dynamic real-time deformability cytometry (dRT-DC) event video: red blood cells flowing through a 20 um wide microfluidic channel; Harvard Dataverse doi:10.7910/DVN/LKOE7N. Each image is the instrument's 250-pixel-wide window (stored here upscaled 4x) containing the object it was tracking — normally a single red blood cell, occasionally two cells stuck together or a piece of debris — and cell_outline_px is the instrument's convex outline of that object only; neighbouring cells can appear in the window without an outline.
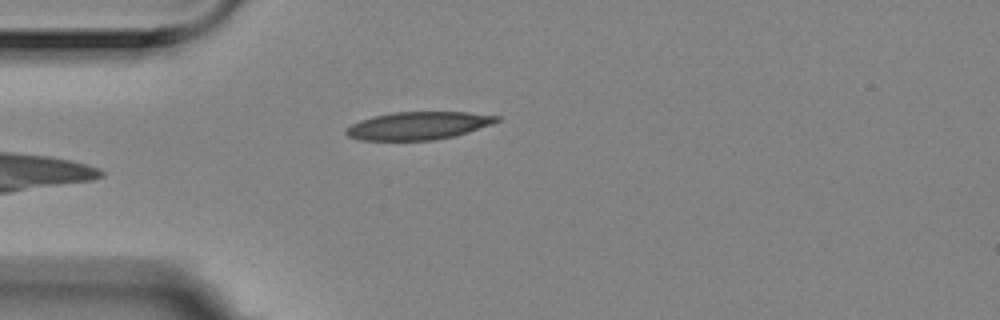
{"species": "Egyptian fruit bat (a non-hibernating species)", "species_latin": "Rousettus aegyptiacus", "temperature_condition": "room temperature", "stored_images_in_passage": 5, "camera_frame_rate_fps": 3000, "um_per_image_px": 0.085, "animal": {"sex": "female"}, "frame": {"image": 1, "passage_image": 5, "time_ms": 1.333, "image_size_px": [1000, 320], "cell_outline_px": [[500, 120], [492, 124], [468, 132], [452, 136], [432, 140], [360, 140], [348, 136], [344, 132], [352, 124], [360, 120], [372, 116], [392, 112], [468, 112], [500, 116]], "centroid_in_image_um": [35.55, 10.67], "position_along_channel_um": 49.4, "area_um2": 24.33}}